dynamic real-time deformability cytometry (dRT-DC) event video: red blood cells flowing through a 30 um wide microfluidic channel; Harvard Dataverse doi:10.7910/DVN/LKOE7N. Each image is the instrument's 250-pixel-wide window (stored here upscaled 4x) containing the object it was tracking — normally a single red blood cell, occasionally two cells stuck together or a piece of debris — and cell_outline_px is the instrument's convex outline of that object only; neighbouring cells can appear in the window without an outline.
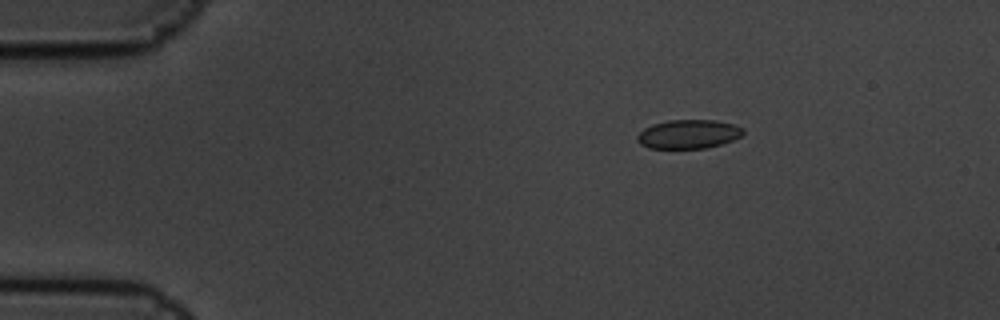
{"species": "common noctule bat (a hibernating species)", "species_latin": "Nyctalus noctula", "temperature_condition": "cold", "stored_images_in_passage": 3, "camera_frame_rate_fps": 3000, "um_per_image_px": 0.085, "animal": {"sex": "male", "body_mass_g": 19.5, "forearm_length_mm": 54.6}, "frame": {"image": 1, "passage_image": 1, "time_ms": 0.0, "image_size_px": [1000, 320], "cell_outline_px": [[744, 132], [740, 136], [732, 140], [708, 148], [648, 148], [640, 144], [636, 140], [636, 136], [644, 128], [652, 124], [668, 120], [716, 120], [732, 124], [744, 128]], "centroid_in_image_um": [58.49, 11.4], "position_along_channel_um": 26.5, "area_um2": 17.86}}